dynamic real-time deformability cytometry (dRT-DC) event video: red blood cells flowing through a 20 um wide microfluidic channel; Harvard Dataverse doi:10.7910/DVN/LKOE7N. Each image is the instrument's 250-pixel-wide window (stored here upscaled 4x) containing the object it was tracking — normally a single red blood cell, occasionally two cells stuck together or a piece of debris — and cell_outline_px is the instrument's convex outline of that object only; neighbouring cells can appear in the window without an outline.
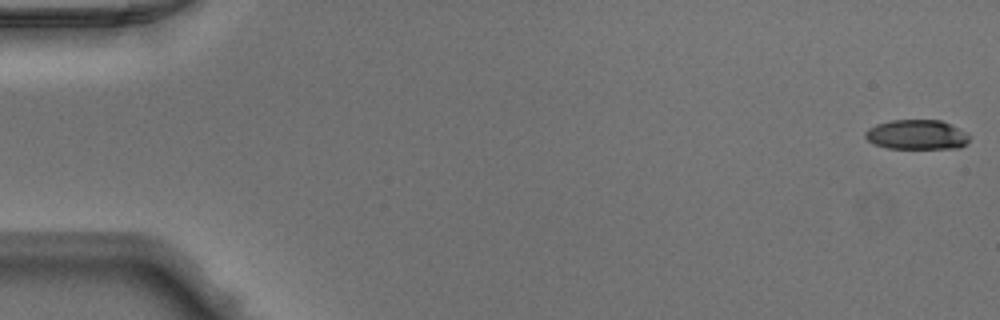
{"species": "Egyptian fruit bat (a non-hibernating species)", "species_latin": "Rousettus aegyptiacus", "temperature_condition": "warm", "stored_images_in_passage": 9, "camera_frame_rate_fps": 3000, "um_per_image_px": 0.085, "animal": {"sex": "male"}, "frame": {"image": 1, "passage_image": 1, "time_ms": 0.0, "image_size_px": [1000, 320], "cell_outline_px": [[972, 136], [960, 148], [888, 148], [872, 144], [864, 136], [864, 132], [868, 128], [876, 124], [892, 120], [940, 120], [968, 132]], "centroid_in_image_um": [77.92, 11.44], "position_along_channel_um": 7.1, "area_um2": 18.15}}